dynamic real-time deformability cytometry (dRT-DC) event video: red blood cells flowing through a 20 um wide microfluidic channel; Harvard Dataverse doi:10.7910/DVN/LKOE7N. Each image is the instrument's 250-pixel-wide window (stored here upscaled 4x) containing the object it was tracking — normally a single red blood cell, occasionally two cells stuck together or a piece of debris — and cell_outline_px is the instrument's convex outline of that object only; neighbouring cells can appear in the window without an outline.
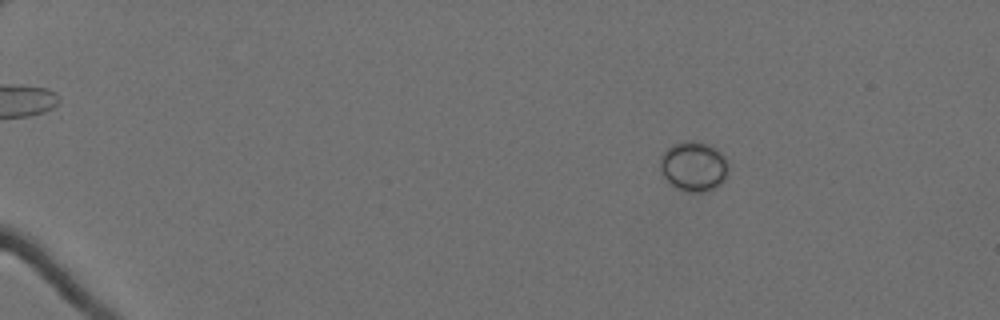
{"species": "Egyptian fruit bat (a non-hibernating species)", "species_latin": "Rousettus aegyptiacus", "temperature_condition": "cold", "stored_images_in_passage": 62, "camera_frame_rate_fps": 3000, "um_per_image_px": 0.085, "animal": {"sex": "female"}, "frame": {"image": 1, "passage_image": 12, "time_ms": 3.667, "image_size_px": [1000, 320], "cell_outline_px": [[728, 176], [720, 184], [704, 192], [688, 192], [676, 188], [668, 184], [660, 172], [660, 156], [672, 144], [688, 140], [692, 140], [708, 144], [716, 148], [724, 156], [728, 164]], "centroid_in_image_um": [58.94, 14.14], "position_along_channel_um": 26.1, "area_um2": 20.11}}
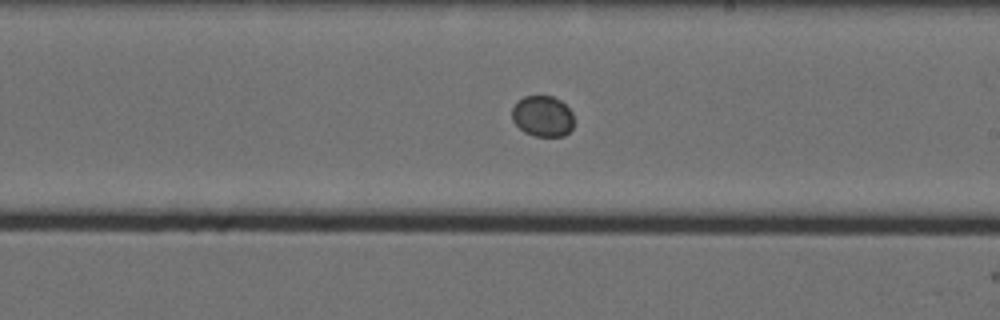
{"frame": {"image": 2, "passage_image": 40, "time_ms": 13.0, "image_size_px": [1000, 320], "cell_outline_px": [[572, 128], [564, 136], [532, 136], [524, 132], [512, 120], [512, 108], [524, 96], [552, 96], [560, 100], [572, 112]], "centroid_in_image_um": [46.11, 9.89], "position_along_channel_um": 242.9, "area_um2": 14.62}}
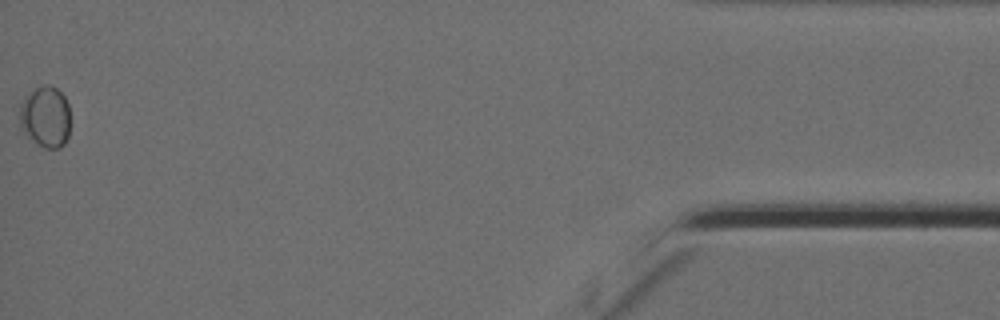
{"frame": {"image": 3, "passage_image": 62, "time_ms": 20.333, "image_size_px": [1000, 320], "cell_outline_px": [[68, 136], [64, 144], [60, 148], [44, 148], [28, 136], [20, 128], [20, 104], [28, 92], [32, 88], [44, 84], [48, 84], [56, 88], [64, 96], [68, 104]], "centroid_in_image_um": [3.84, 9.9], "position_along_channel_um": 431.4, "area_um2": 18.09}}